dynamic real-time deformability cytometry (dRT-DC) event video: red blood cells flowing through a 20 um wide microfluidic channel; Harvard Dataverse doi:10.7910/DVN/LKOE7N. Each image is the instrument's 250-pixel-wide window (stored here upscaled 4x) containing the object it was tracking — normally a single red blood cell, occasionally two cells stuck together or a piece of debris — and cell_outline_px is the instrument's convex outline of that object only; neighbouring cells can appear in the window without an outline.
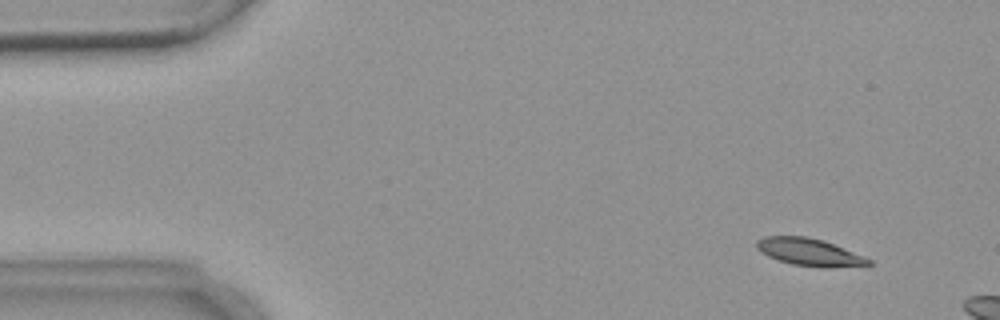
{"species": "common noctule bat (a hibernating species)", "species_latin": "Nyctalus noctula", "temperature_condition": "warm", "stored_images_in_passage": 4, "camera_frame_rate_fps": 3000, "um_per_image_px": 0.085, "animal": {"sex": "female", "body_mass_g": 18.4}, "frame": {"image": 1, "passage_image": 2, "time_ms": 1.333, "image_size_px": [1000, 320], "cell_outline_px": [[872, 264], [868, 268], [820, 268], [792, 264], [768, 256], [760, 252], [756, 248], [756, 240], [764, 236], [808, 236], [832, 244], [864, 256], [872, 260]], "centroid_in_image_um": [68.89, 21.47], "position_along_channel_um": 16.1, "area_um2": 18.32}}